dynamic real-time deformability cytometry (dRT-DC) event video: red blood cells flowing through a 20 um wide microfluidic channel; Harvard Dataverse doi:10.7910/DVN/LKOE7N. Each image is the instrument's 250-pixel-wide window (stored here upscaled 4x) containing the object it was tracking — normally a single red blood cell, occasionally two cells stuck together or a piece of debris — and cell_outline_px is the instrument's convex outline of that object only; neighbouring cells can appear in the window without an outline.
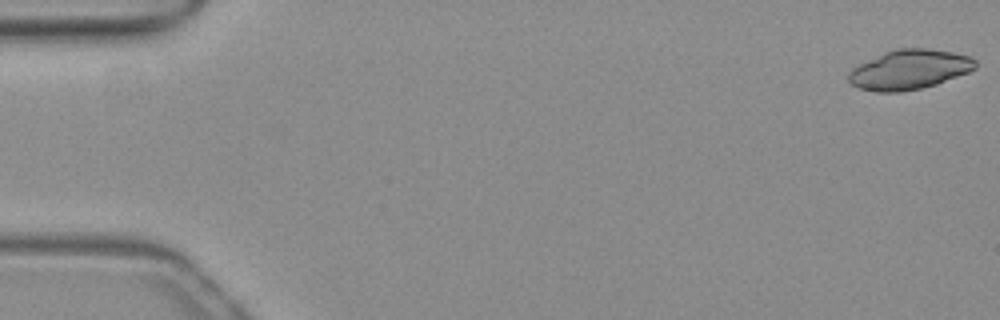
{"species": "common noctule bat (a hibernating species)", "species_latin": "Nyctalus noctula", "temperature_condition": "warm", "stored_images_in_passage": 52, "camera_frame_rate_fps": 3000, "um_per_image_px": 0.085, "animal": {"sex": "female", "body_mass_g": 19.3, "forearm_length_mm": 54.1}, "frame": {"image": 1, "passage_image": 1, "time_ms": 0.0, "image_size_px": [1000, 320], "cell_outline_px": [[976, 68], [968, 72], [936, 84], [920, 88], [900, 92], [876, 92], [860, 88], [852, 84], [848, 80], [848, 72], [852, 68], [884, 52], [896, 48], [928, 48], [952, 52], [968, 56], [976, 60]], "centroid_in_image_um": [77.28, 5.91], "position_along_channel_um": 7.7, "area_um2": 29.13}}